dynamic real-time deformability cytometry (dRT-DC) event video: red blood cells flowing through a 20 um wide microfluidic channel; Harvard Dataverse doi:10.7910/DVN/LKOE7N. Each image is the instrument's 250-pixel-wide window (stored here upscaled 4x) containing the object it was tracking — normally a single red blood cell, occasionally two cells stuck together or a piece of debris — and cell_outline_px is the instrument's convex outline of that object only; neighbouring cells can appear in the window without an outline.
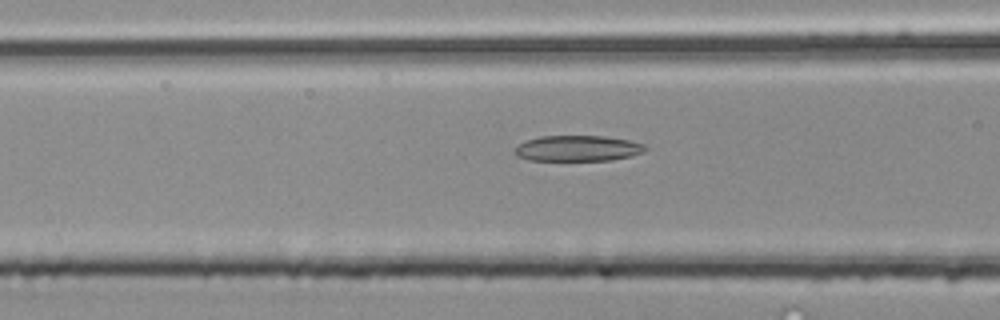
{"species": "common noctule bat (a hibernating species)", "species_latin": "Nyctalus noctula", "temperature_condition": "room temperature", "stored_images_in_passage": 38, "camera_frame_rate_fps": 3000, "um_per_image_px": 0.085, "animal": {"sex": "male", "body_mass_g": 20.4}, "frame": {"image": 1, "passage_image": 7, "time_ms": 2.0, "image_size_px": [1000, 320], "cell_outline_px": [[648, 148], [644, 152], [632, 156], [612, 160], [528, 160], [516, 156], [512, 152], [524, 140], [540, 136], [604, 136], [628, 140], [644, 144]], "centroid_in_image_um": [49.1, 12.61], "position_along_channel_um": 117.5, "area_um2": 19.71}}
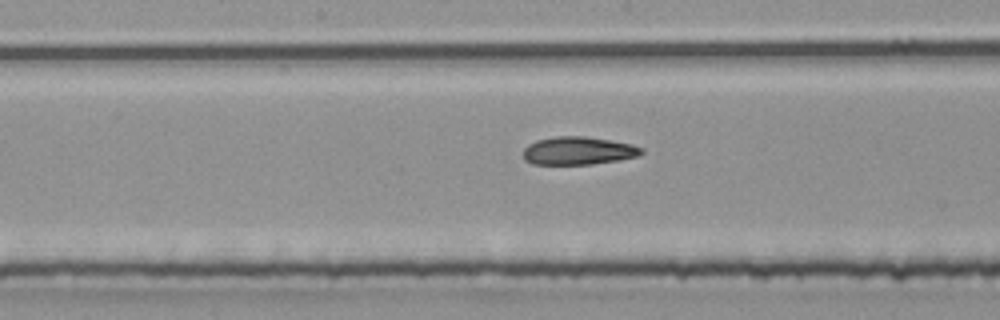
{"frame": {"image": 2, "passage_image": 13, "time_ms": 4.0, "image_size_px": [1000, 320], "cell_outline_px": [[644, 152], [636, 156], [616, 160], [592, 164], [532, 164], [524, 160], [524, 148], [528, 144], [536, 140], [556, 136], [584, 136], [632, 144], [644, 148]], "centroid_in_image_um": [49.13, 12.81], "position_along_channel_um": 199.1, "area_um2": 19.19}}
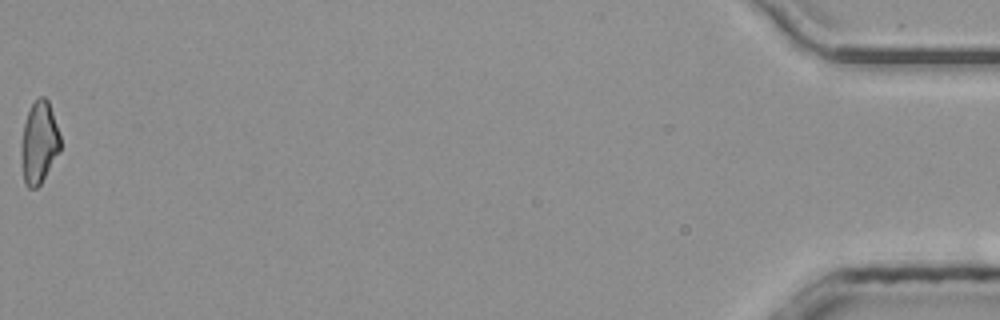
{"frame": {"image": 3, "passage_image": 38, "time_ms": 12.333, "image_size_px": [1000, 320], "cell_outline_px": [[60, 152], [40, 184], [36, 188], [28, 188], [24, 184], [20, 156], [20, 144], [24, 124], [28, 112], [32, 104], [40, 96], [44, 96], [48, 100], [60, 136]], "centroid_in_image_um": [3.3, 12.15], "position_along_channel_um": 431.9, "area_um2": 18.79}, "authors_computed_cell_mechanics": {"area_um2": 19.4497, "velocity_mm_per_s": 4.0668, "shape_relaxation_time_tau1_ms": 8.1055, "shape_relaxation_time_tau2_ms": 3.9881, "deformation_change_tau1": 0.1837, "deformation_change_tau2": 0.1326}}